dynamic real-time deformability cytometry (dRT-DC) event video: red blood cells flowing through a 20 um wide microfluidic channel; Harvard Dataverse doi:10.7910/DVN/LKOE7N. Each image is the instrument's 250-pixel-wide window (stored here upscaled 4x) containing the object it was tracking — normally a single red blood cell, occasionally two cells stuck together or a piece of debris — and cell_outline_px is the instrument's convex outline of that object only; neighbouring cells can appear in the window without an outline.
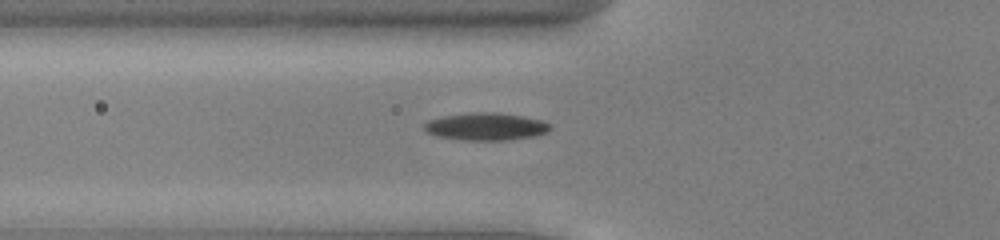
{"species": "common noctule bat (a hibernating species)", "species_latin": "Nyctalus noctula", "temperature_condition": "cold", "stored_images_in_passage": 42, "camera_frame_rate_fps": 3000, "um_per_image_px": 0.085, "animal": {"sex": "male", "body_mass_g": 13.0, "forearm_length_mm": 53.1}, "frame": {"image": 1, "passage_image": 11, "time_ms": 3.333, "image_size_px": [1000, 240], "cell_outline_px": [[552, 128], [548, 132], [536, 136], [512, 140], [460, 140], [436, 136], [428, 132], [424, 128], [424, 124], [428, 120], [444, 116], [472, 112], [496, 112], [524, 116], [540, 120], [552, 124]], "centroid_in_image_um": [41.35, 10.76], "position_along_channel_um": 84.5, "area_um2": 20.4}}
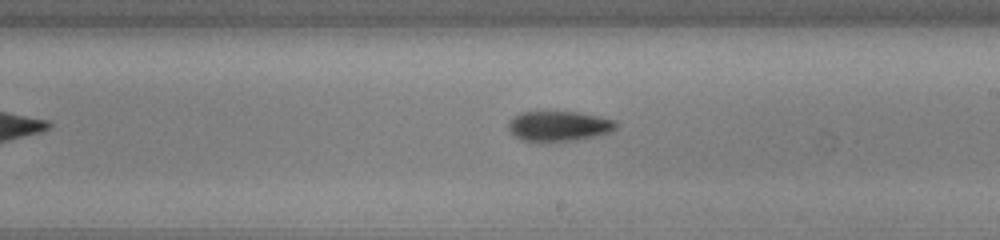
{"frame": {"image": 2, "passage_image": 23, "time_ms": 7.333, "image_size_px": [1000, 240], "cell_outline_px": [[616, 128], [612, 132], [596, 136], [576, 140], [548, 144], [540, 144], [520, 140], [508, 128], [508, 124], [520, 112], [576, 112], [616, 120]], "centroid_in_image_um": [47.5, 10.77], "position_along_channel_um": 241.5, "area_um2": 19.31}}
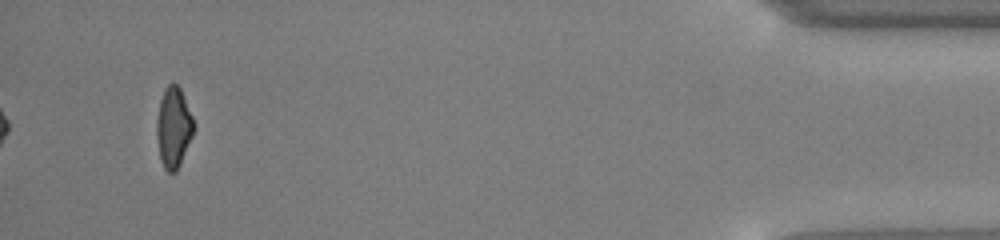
{"frame": {"image": 3, "passage_image": 42, "time_ms": 13.667, "image_size_px": [1000, 240], "cell_outline_px": [[196, 124], [192, 136], [180, 164], [176, 172], [168, 172], [164, 168], [160, 160], [156, 136], [156, 120], [160, 100], [164, 88], [172, 80], [180, 88]], "centroid_in_image_um": [14.74, 10.81], "position_along_channel_um": 420.5, "area_um2": 17.63}, "authors_computed_cell_mechanics": {"area_um2": 18.4382, "velocity_mm_per_s": 3.9214, "shape_relaxation_time_tau1_ms": 11.1695, "shape_relaxation_time_tau2_ms": 10.7522, "deformation_change_tau1": 0.2038, "deformation_change_tau2": 0.2101}}